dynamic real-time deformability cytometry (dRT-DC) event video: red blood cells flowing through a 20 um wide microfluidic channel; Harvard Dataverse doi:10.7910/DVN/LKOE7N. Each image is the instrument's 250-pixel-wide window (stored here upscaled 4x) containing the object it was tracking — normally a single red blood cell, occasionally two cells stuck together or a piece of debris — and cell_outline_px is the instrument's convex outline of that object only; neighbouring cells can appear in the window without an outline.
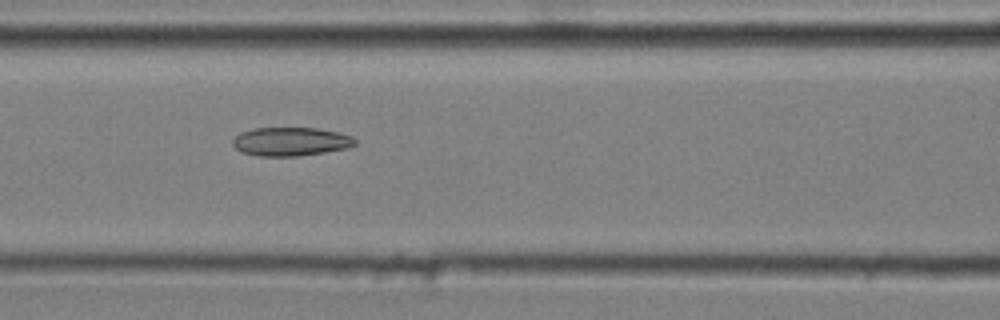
{"species": "common noctule bat (a hibernating species)", "species_latin": "Nyctalus noctula", "temperature_condition": "cold", "stored_images_in_passage": 13, "camera_frame_rate_fps": 3000, "um_per_image_px": 0.085, "animal": {"sex": "male", "body_mass_g": 20.4}, "frame": {"image": 1, "passage_image": 6, "time_ms": 1.667, "image_size_px": [1000, 320], "cell_outline_px": [[356, 144], [348, 148], [324, 152], [296, 156], [260, 156], [240, 152], [232, 144], [232, 140], [240, 132], [256, 128], [316, 128], [336, 132], [352, 136], [356, 140]], "centroid_in_image_um": [24.69, 12.03], "position_along_channel_um": 141.9, "area_um2": 20.35}}
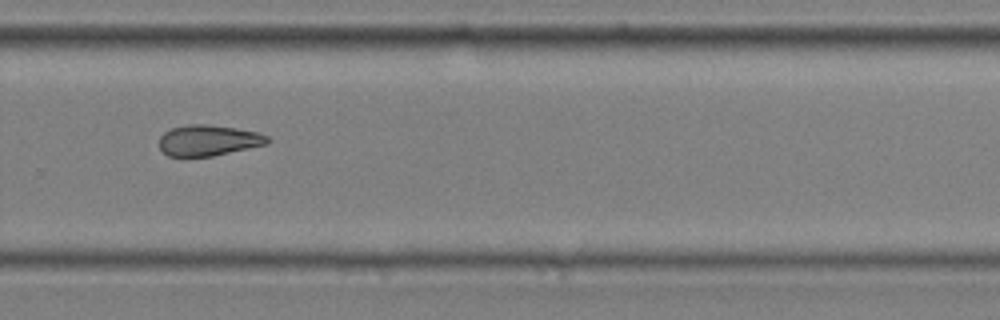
{"frame": {"image": 2, "passage_image": 10, "time_ms": 3.0, "image_size_px": [1000, 320], "cell_outline_px": [[272, 140], [268, 144], [212, 156], [168, 156], [160, 148], [160, 136], [164, 132], [172, 128], [188, 124], [208, 124], [236, 128], [260, 132], [268, 136]], "centroid_in_image_um": [17.76, 11.92], "position_along_channel_um": 312.0, "area_um2": 19.54}}
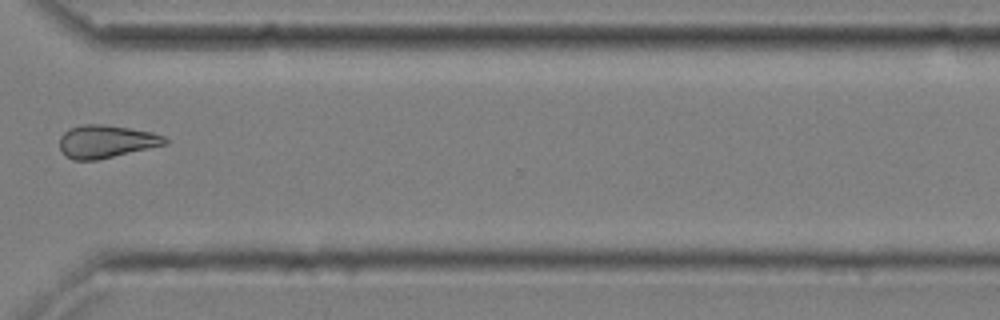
{"frame": {"image": 3, "passage_image": 11, "time_ms": 3.333, "image_size_px": [1000, 320], "cell_outline_px": [[168, 144], [96, 160], [72, 160], [64, 156], [60, 148], [60, 136], [68, 128], [84, 124], [104, 124], [152, 132], [164, 136], [168, 140]], "centroid_in_image_um": [9.0, 12.02], "position_along_channel_um": 361.6, "area_um2": 20.23}}